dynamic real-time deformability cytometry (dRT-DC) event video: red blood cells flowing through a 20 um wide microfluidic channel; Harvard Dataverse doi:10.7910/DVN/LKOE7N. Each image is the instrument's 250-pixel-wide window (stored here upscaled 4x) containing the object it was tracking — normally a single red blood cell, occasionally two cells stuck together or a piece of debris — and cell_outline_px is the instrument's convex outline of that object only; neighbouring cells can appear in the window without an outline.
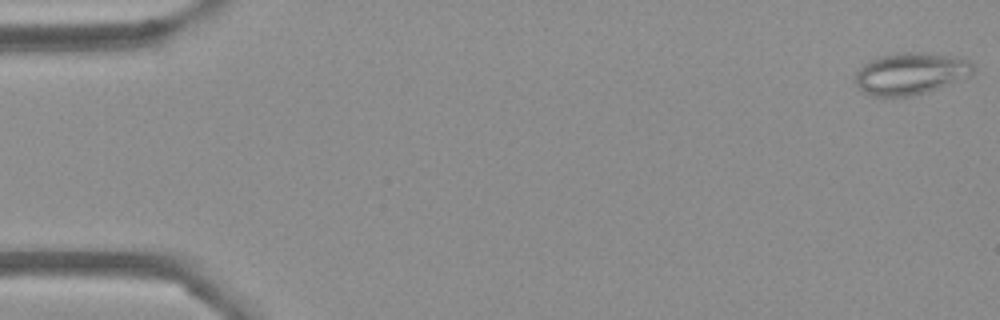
{"species": "Egyptian fruit bat (a non-hibernating species)", "species_latin": "Rousettus aegyptiacus", "temperature_condition": "cold", "stored_images_in_passage": 15, "camera_frame_rate_fps": 3000, "um_per_image_px": 0.085, "frame": {"image": 1, "passage_image": 1, "time_ms": 0.0, "image_size_px": [1000, 320], "cell_outline_px": [[976, 72], [972, 76], [912, 96], [868, 96], [856, 84], [856, 72], [868, 60], [880, 56], [900, 52], [920, 52], [956, 56], [968, 60], [976, 68]], "centroid_in_image_um": [77.43, 6.24], "position_along_channel_um": 7.6, "area_um2": 28.9}}